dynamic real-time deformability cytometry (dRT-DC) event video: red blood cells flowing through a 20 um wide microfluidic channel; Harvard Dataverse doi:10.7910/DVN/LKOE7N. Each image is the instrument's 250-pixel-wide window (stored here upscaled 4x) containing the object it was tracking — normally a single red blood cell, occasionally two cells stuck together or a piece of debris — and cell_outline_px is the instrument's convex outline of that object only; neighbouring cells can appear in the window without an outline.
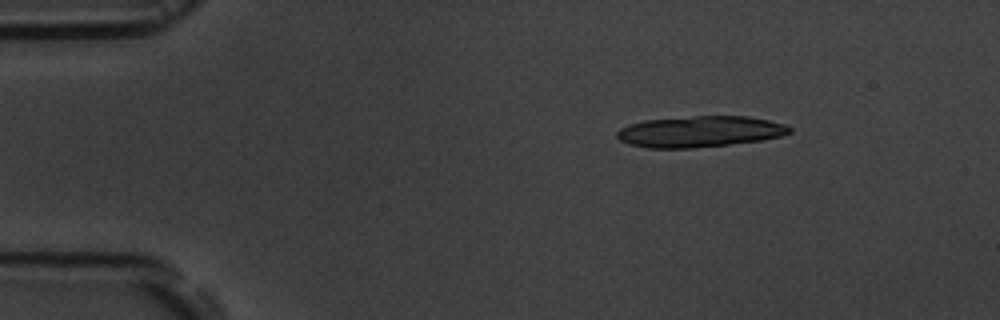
{"species": "common noctule bat (a hibernating species)", "species_latin": "Nyctalus noctula", "temperature_condition": "room temperature", "stored_images_in_passage": 4, "segment_of_instrument_passage": [1, 2], "camera_frame_rate_fps": 3000, "um_per_image_px": 0.085, "animal": {"sex": "male", "body_mass_g": 19.5, "forearm_length_mm": 54.6}, "frame": {"image": 1, "passage_image": 2, "time_ms": 2.0, "image_size_px": [1000, 320], "cell_outline_px": [[792, 132], [784, 136], [760, 140], [728, 144], [692, 148], [648, 148], [628, 144], [620, 140], [616, 136], [616, 132], [620, 128], [628, 124], [644, 120], [696, 116], [748, 116], [768, 120], [784, 124], [792, 128]], "centroid_in_image_um": [59.48, 11.18], "position_along_channel_um": 25.5, "area_um2": 31.33}}